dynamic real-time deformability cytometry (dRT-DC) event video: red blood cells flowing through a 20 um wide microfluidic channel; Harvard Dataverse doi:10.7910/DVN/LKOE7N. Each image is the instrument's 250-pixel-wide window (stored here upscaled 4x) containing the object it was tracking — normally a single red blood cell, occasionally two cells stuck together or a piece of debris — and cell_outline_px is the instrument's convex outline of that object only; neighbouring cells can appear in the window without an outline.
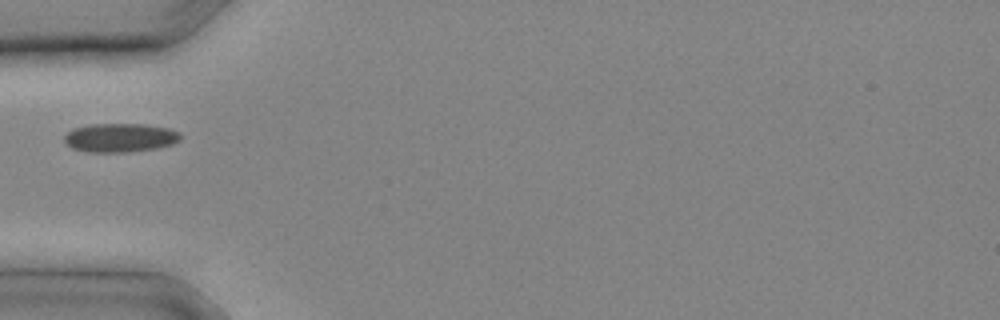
{"species": "common noctule bat (a hibernating species)", "species_latin": "Nyctalus noctula", "temperature_condition": "cold", "stored_images_in_passage": 2, "camera_frame_rate_fps": 3000, "um_per_image_px": 0.085, "animal": {"sex": "male", "body_mass_g": 20.4}, "frame": {"image": 1, "passage_image": 1, "time_ms": 0.0, "image_size_px": [1000, 320], "cell_outline_px": [[180, 140], [172, 144], [160, 148], [128, 152], [88, 152], [72, 148], [64, 144], [64, 136], [72, 128], [92, 124], [144, 124], [168, 128], [180, 132]], "centroid_in_image_um": [10.19, 11.71], "position_along_channel_um": 74.8, "area_um2": 19.71}}